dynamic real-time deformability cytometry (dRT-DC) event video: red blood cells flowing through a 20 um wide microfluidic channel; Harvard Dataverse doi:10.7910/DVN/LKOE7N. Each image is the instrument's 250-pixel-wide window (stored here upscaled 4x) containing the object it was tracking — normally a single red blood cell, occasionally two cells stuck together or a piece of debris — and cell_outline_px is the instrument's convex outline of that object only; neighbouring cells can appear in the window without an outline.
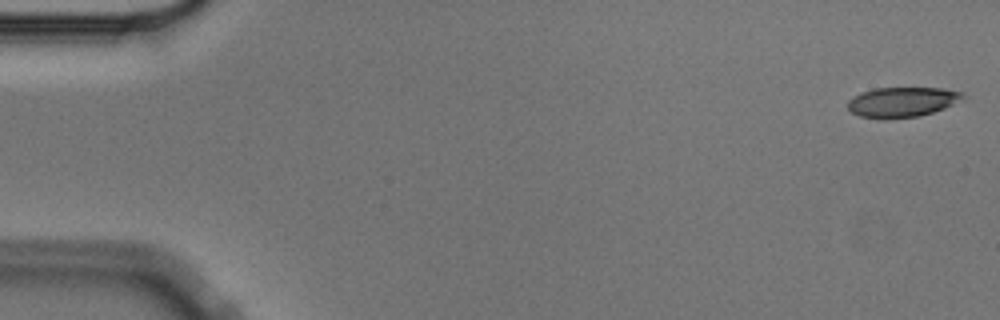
{"species": "Egyptian fruit bat (a non-hibernating species)", "species_latin": "Rousettus aegyptiacus", "temperature_condition": "cold", "stored_images_in_passage": 22, "camera_frame_rate_fps": 3000, "um_per_image_px": 0.085, "animal": {"sex": "male"}, "frame": {"image": 1, "passage_image": 1, "time_ms": 0.0, "image_size_px": [1000, 320], "cell_outline_px": [[968, 96], [944, 108], [920, 116], [884, 120], [860, 116], [852, 112], [848, 108], [848, 100], [852, 96], [860, 92], [872, 88], [944, 88], [964, 92]], "centroid_in_image_um": [76.67, 8.67], "position_along_channel_um": 8.3, "area_um2": 20.46}}
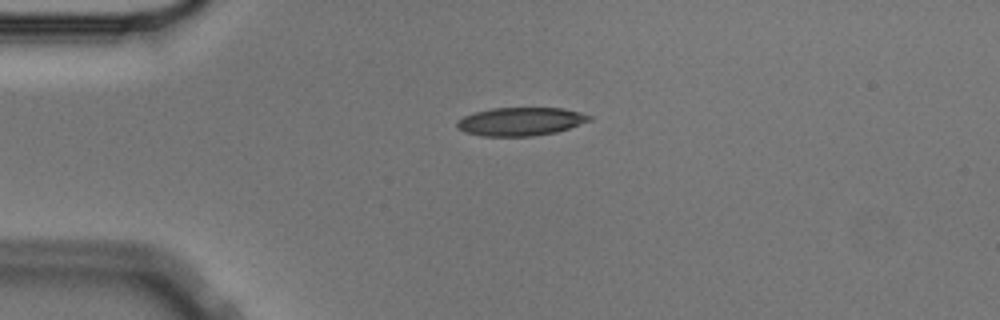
{"frame": {"image": 2, "passage_image": 13, "time_ms": 4.0, "image_size_px": [1000, 320], "cell_outline_px": [[592, 120], [556, 132], [532, 136], [480, 136], [464, 132], [456, 128], [456, 124], [464, 116], [476, 112], [492, 108], [564, 108], [580, 112], [592, 116]], "centroid_in_image_um": [44.25, 10.33], "position_along_channel_um": 40.7, "area_um2": 21.79}}
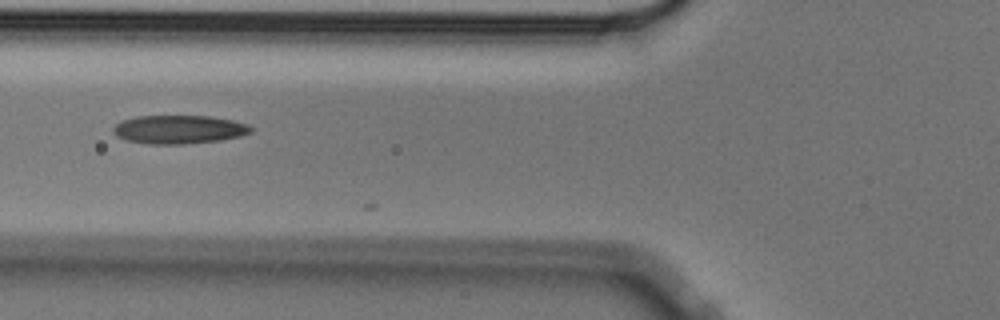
{"frame": {"image": 3, "passage_image": 21, "time_ms": 6.667, "image_size_px": [1000, 320], "cell_outline_px": [[256, 128], [252, 132], [240, 136], [220, 140], [184, 144], [152, 144], [124, 140], [116, 136], [112, 132], [112, 128], [120, 120], [136, 116], [212, 116], [232, 120], [248, 124]], "centroid_in_image_um": [15.21, 11.0], "position_along_channel_um": 110.6, "area_um2": 23.18}}